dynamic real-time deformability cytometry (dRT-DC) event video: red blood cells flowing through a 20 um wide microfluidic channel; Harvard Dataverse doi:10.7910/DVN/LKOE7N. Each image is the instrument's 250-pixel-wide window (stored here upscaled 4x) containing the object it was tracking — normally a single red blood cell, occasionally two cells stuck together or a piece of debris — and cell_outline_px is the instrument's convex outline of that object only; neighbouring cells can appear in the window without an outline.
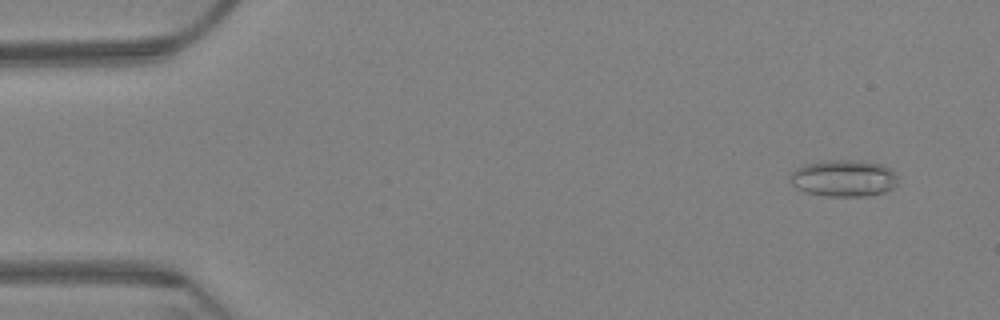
{"species": "Egyptian fruit bat (a non-hibernating species)", "species_latin": "Rousettus aegyptiacus", "temperature_condition": "warm", "stored_images_in_passage": 63, "camera_frame_rate_fps": 3000, "um_per_image_px": 0.085, "animal": {"sex": "female"}, "frame": {"image": 1, "passage_image": 3, "time_ms": 0.667, "image_size_px": [1000, 320], "cell_outline_px": [[896, 184], [892, 188], [884, 192], [864, 196], [828, 196], [804, 192], [796, 188], [788, 180], [792, 172], [796, 168], [804, 164], [824, 160], [864, 160], [880, 164], [888, 168], [896, 176]], "centroid_in_image_um": [71.66, 15.14], "position_along_channel_um": 13.3, "area_um2": 23.12}}
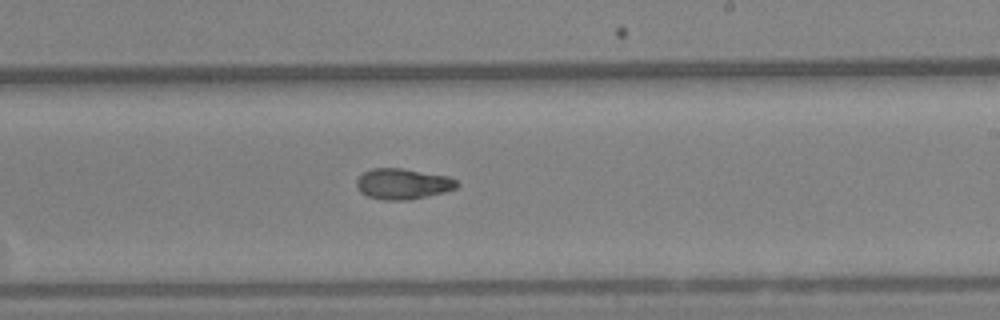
{"frame": {"image": 2, "passage_image": 37, "time_ms": 12.0, "image_size_px": [1000, 320], "cell_outline_px": [[460, 184], [456, 188], [444, 192], [428, 196], [408, 200], [380, 200], [368, 196], [360, 192], [356, 184], [356, 180], [364, 172], [372, 168], [400, 168], [448, 176], [456, 180]], "centroid_in_image_um": [34.24, 15.63], "position_along_channel_um": 254.8, "area_um2": 17.98}}
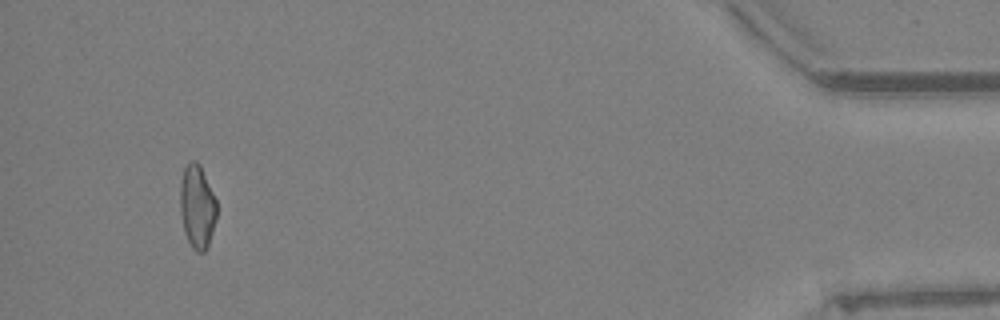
{"frame": {"image": 3, "passage_image": 59, "time_ms": 19.333, "image_size_px": [1000, 320], "cell_outline_px": [[216, 216], [212, 232], [208, 244], [204, 252], [196, 252], [192, 248], [184, 232], [180, 212], [180, 184], [184, 168], [192, 160], [196, 160], [200, 164], [216, 200]], "centroid_in_image_um": [16.74, 17.56], "position_along_channel_um": 418.5, "area_um2": 17.69}, "authors_computed_cell_mechanics": {"area_um2": 18.2648, "velocity_mm_per_s": 3.2159, "shape_relaxation_time_tau1_ms": null, "shape_relaxation_time_tau2_ms": 6.3522, "deformation_change_tau1": null, "deformation_change_tau2": 0.1131}}